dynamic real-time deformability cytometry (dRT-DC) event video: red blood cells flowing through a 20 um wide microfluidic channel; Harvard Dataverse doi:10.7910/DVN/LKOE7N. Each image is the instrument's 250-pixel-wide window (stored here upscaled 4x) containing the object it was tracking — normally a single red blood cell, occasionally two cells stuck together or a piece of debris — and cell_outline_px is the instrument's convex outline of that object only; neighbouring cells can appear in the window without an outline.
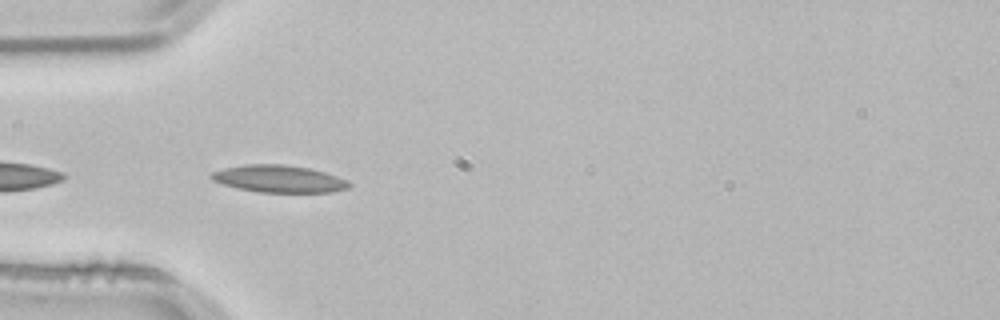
{"species": "common noctule bat (a hibernating species)", "species_latin": "Nyctalus noctula", "temperature_condition": "room temperature", "stored_images_in_passage": 11, "camera_frame_rate_fps": 3000, "um_per_image_px": 0.085, "animal": {"sex": "male", "body_mass_g": 21.5, "forearm_length_mm": 52.0}, "frame": {"image": 1, "passage_image": 2, "time_ms": 0.333, "image_size_px": [1000, 320], "cell_outline_px": [[352, 184], [348, 188], [332, 192], [256, 192], [236, 188], [212, 180], [208, 176], [212, 172], [224, 168], [244, 164], [284, 164], [308, 168], [324, 172], [348, 180]], "centroid_in_image_um": [23.69, 15.2], "position_along_channel_um": 61.3, "area_um2": 21.91}}